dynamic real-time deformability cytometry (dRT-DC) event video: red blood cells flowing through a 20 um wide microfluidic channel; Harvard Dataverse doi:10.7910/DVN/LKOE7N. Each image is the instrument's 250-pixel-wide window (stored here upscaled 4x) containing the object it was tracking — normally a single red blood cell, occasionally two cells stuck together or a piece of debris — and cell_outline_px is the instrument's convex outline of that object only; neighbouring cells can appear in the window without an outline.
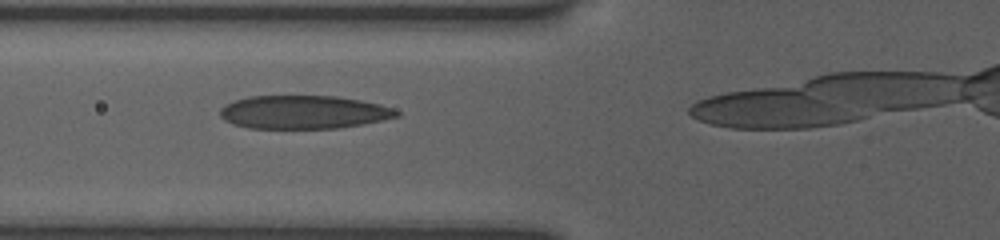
{"species": "human", "species_latin": "Homo sapiens", "temperature_condition": "room temperature", "stored_images_in_passage": 4, "camera_frame_rate_fps": 3000, "um_per_image_px": 0.085, "donor": {"sex": "female"}, "frame": {"image": 1, "passage_image": 2, "time_ms": 1.0, "image_size_px": [1000, 240], "cell_outline_px": [[400, 116], [364, 124], [336, 128], [248, 128], [232, 124], [224, 120], [220, 116], [220, 108], [224, 104], [248, 96], [336, 96], [360, 100], [380, 104], [392, 108], [400, 112]], "centroid_in_image_um": [25.79, 9.53], "position_along_channel_um": 100.0, "area_um2": 34.39}}